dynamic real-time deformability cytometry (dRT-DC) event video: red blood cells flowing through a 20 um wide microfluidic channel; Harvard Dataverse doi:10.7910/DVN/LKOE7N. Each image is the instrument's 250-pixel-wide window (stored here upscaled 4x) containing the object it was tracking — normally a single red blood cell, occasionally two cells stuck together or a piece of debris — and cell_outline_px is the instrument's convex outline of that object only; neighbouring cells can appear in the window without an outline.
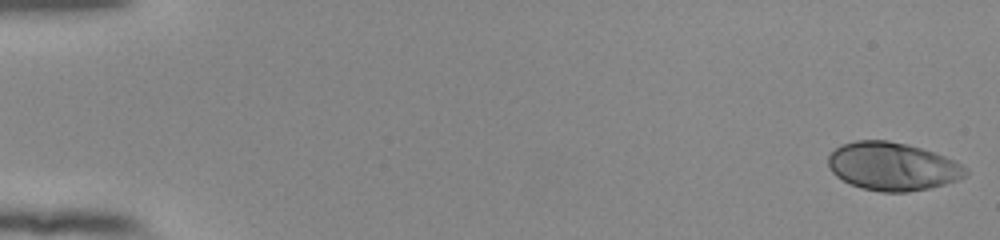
{"species": "human", "species_latin": "Homo sapiens", "temperature_condition": "room temperature", "stored_images_in_passage": 54, "camera_frame_rate_fps": 3000, "um_per_image_px": 0.085, "donor": {"sex": "female"}, "frame": {"image": 1, "passage_image": 1, "time_ms": 0.0, "image_size_px": [1000, 240], "cell_outline_px": [[968, 176], [944, 184], [928, 188], [908, 192], [880, 192], [860, 188], [836, 176], [828, 168], [828, 156], [840, 144], [856, 140], [888, 140], [908, 144], [956, 160], [968, 168]], "centroid_in_image_um": [75.87, 14.14], "position_along_channel_um": 9.1, "area_um2": 38.73}}
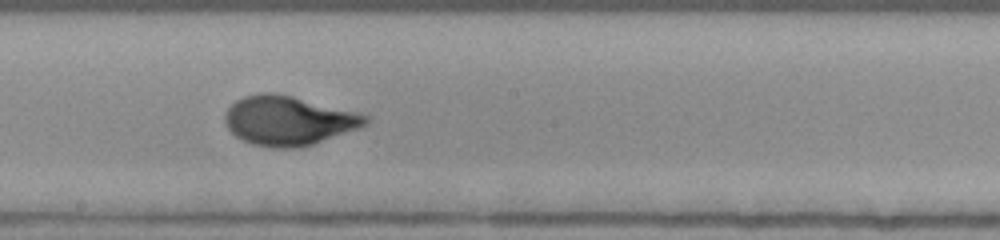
{"frame": {"image": 2, "passage_image": 31, "time_ms": 10.0, "image_size_px": [1000, 240], "cell_outline_px": [[368, 124], [360, 128], [312, 144], [296, 148], [272, 148], [252, 144], [236, 136], [228, 128], [224, 120], [224, 116], [228, 108], [236, 100], [244, 96], [260, 92], [276, 92], [356, 112], [368, 116]], "centroid_in_image_um": [24.5, 10.25], "position_along_channel_um": 223.7, "area_um2": 40.23}}
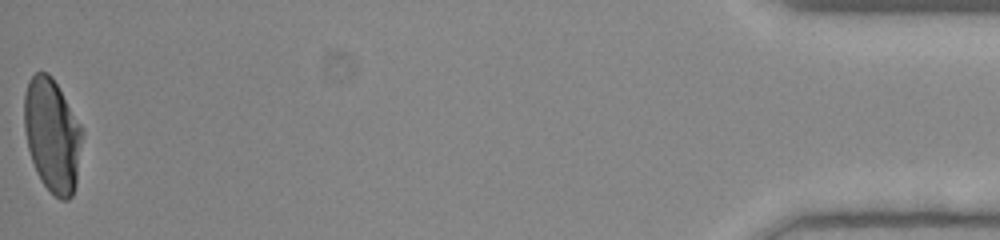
{"frame": {"image": 3, "passage_image": 54, "time_ms": 17.667, "image_size_px": [1000, 240], "cell_outline_px": [[84, 132], [76, 184], [72, 196], [68, 200], [60, 200], [40, 180], [36, 172], [28, 148], [24, 128], [24, 92], [28, 80], [36, 72], [48, 72], [52, 76], [80, 124]], "centroid_in_image_um": [4.44, 11.49], "position_along_channel_um": 430.8, "area_um2": 38.49}, "authors_computed_cell_mechanics": {"area_um2": 38.0613, "velocity_mm_per_s": 3.8741, "shape_relaxation_time_tau1_ms": 5.3951, "shape_relaxation_time_tau2_ms": null, "deformation_change_tau1": 0.2421, "deformation_change_tau2": null}}